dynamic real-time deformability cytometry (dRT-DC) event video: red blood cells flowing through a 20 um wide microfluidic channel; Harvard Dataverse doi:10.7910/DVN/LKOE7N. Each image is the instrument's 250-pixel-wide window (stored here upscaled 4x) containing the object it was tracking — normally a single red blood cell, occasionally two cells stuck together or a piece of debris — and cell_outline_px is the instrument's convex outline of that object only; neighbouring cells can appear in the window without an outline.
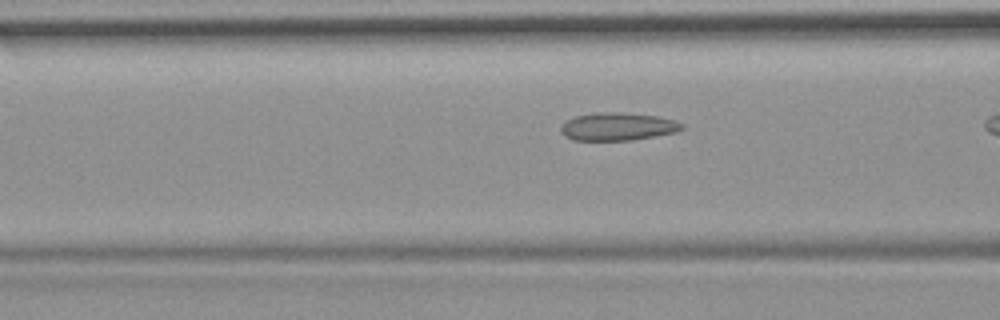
{"species": "common noctule bat (a hibernating species)", "species_latin": "Nyctalus noctula", "temperature_condition": "room temperature", "stored_images_in_passage": 31, "camera_frame_rate_fps": 3000, "um_per_image_px": 0.085, "animal": {"sex": "female", "body_mass_g": 19.9}, "frame": {"image": 1, "passage_image": 10, "time_ms": 3.0, "image_size_px": [1000, 320], "cell_outline_px": [[684, 128], [676, 132], [632, 140], [572, 140], [564, 136], [560, 132], [560, 124], [576, 116], [600, 112], [616, 112], [656, 116], [676, 120], [684, 124]], "centroid_in_image_um": [52.49, 10.76], "position_along_channel_um": 114.1, "area_um2": 19.65}}
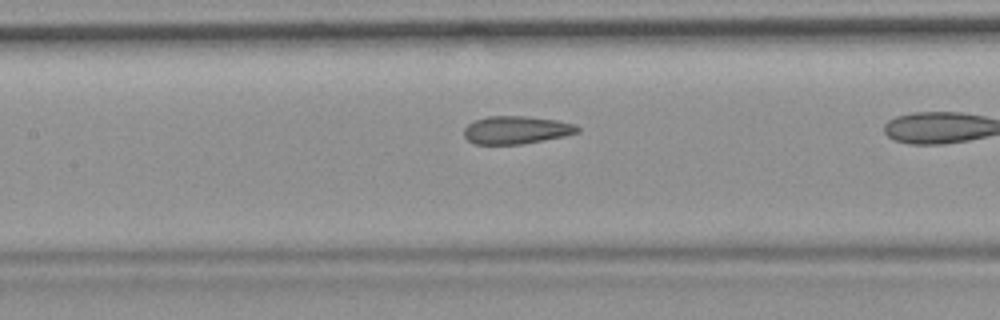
{"frame": {"image": 2, "passage_image": 14, "time_ms": 4.333, "image_size_px": [1000, 320], "cell_outline_px": [[580, 132], [564, 136], [524, 144], [472, 144], [464, 136], [464, 128], [468, 124], [476, 120], [488, 116], [524, 116], [556, 120], [576, 124], [580, 128]], "centroid_in_image_um": [43.89, 11.05], "position_along_channel_um": 163.5, "area_um2": 18.5}}